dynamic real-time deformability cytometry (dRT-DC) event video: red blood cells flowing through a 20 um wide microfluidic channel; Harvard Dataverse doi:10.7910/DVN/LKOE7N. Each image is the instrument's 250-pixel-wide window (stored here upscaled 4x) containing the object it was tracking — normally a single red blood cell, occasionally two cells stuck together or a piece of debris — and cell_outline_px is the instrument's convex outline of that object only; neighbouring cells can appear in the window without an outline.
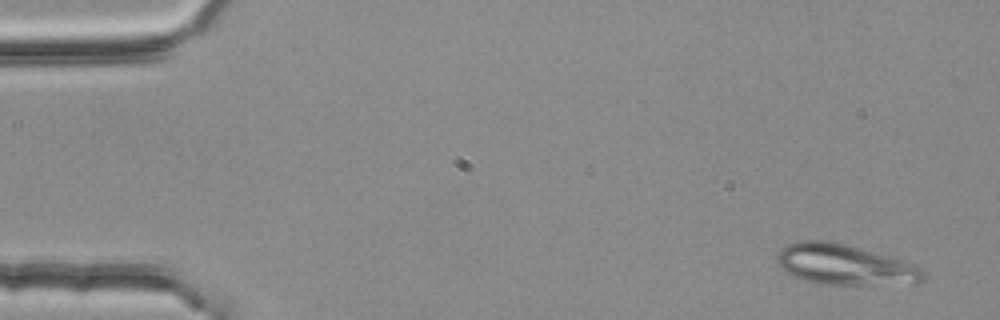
{"species": "common noctule bat (a hibernating species)", "species_latin": "Nyctalus noctula", "temperature_condition": "room temperature", "stored_images_in_passage": 4, "camera_frame_rate_fps": 3000, "um_per_image_px": 0.085, "animal": {"sex": "female", "body_mass_g": 25.1}, "frame": {"image": 1, "passage_image": 1, "time_ms": 0.0, "image_size_px": [1000, 320], "cell_outline_px": [[924, 280], [916, 284], [820, 284], [804, 280], [784, 272], [780, 268], [776, 260], [776, 256], [780, 248], [784, 244], [804, 240], [828, 240], [844, 244], [900, 260], [920, 268], [924, 272]], "centroid_in_image_um": [71.72, 22.5], "position_along_channel_um": 13.3, "area_um2": 34.33}}